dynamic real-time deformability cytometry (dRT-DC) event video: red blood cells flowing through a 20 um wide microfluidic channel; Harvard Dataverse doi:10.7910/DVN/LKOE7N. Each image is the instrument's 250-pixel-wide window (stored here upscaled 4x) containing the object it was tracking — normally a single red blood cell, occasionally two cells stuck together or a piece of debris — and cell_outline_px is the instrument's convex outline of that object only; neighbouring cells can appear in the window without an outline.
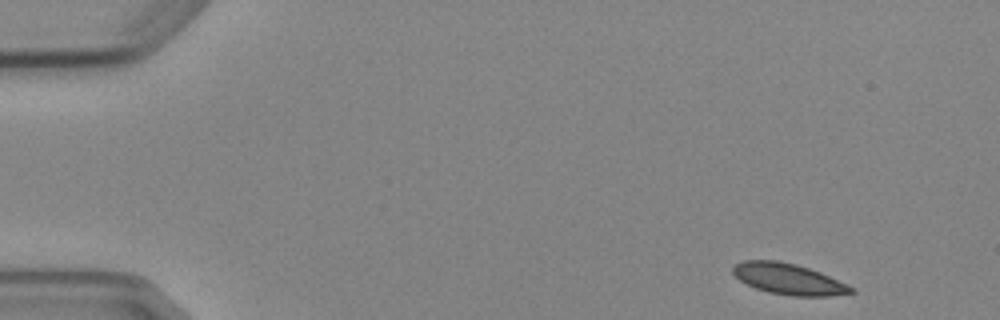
{"species": "Egyptian fruit bat (a non-hibernating species)", "species_latin": "Rousettus aegyptiacus", "temperature_condition": "cold", "stored_images_in_passage": 5, "segment_of_instrument_passage": [1, 2], "camera_frame_rate_fps": 3000, "um_per_image_px": 0.085, "animal": {"sex": "female"}, "frame": {"image": 1, "passage_image": 1, "time_ms": 0.0, "image_size_px": [1000, 320], "cell_outline_px": [[856, 292], [828, 296], [792, 296], [768, 292], [756, 288], [740, 280], [732, 272], [732, 268], [736, 264], [744, 260], [776, 260], [796, 264], [820, 272], [856, 288]], "centroid_in_image_um": [67.05, 23.72], "position_along_channel_um": 18.0, "area_um2": 21.27}}